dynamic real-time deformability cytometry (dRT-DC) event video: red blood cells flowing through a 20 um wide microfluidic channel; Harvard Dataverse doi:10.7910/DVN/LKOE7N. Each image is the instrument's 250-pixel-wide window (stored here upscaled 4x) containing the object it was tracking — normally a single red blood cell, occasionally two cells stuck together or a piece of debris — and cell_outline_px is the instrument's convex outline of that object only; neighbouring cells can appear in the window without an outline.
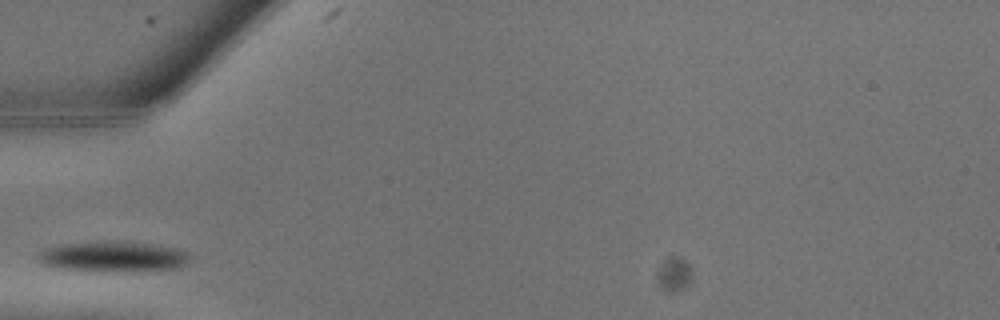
{"species": "common noctule bat (a hibernating species)", "species_latin": "Nyctalus noctula", "temperature_condition": "warm", "stored_images_in_passage": 5, "camera_frame_rate_fps": 3000, "um_per_image_px": 0.085, "animal": {"sex": "male", "body_mass_g": 13.3}, "frame": {"image": 1, "passage_image": 1, "time_ms": 0.0, "image_size_px": [1000, 320], "cell_outline_px": [[188, 256], [176, 268], [148, 272], [92, 272], [56, 268], [44, 264], [36, 260], [36, 256], [40, 252], [48, 248], [60, 244], [100, 240], [112, 240], [148, 244], [176, 248], [184, 252]], "centroid_in_image_um": [9.49, 21.83], "position_along_channel_um": 75.5, "area_um2": 27.46}}
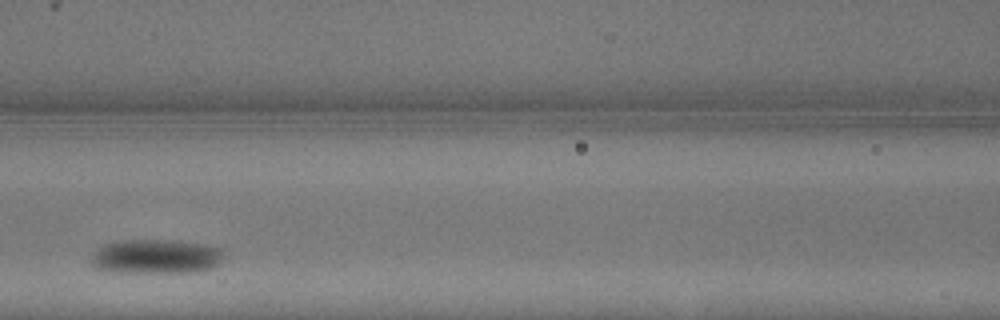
{"frame": {"image": 2, "passage_image": 4, "time_ms": 1.0, "image_size_px": [1000, 320], "cell_outline_px": [[224, 252], [220, 264], [212, 268], [196, 272], [116, 272], [96, 268], [92, 264], [92, 256], [104, 244], [120, 240], [180, 240], [204, 244], [220, 248]], "centroid_in_image_um": [13.32, 21.8], "position_along_channel_um": 153.3, "area_um2": 26.65}}